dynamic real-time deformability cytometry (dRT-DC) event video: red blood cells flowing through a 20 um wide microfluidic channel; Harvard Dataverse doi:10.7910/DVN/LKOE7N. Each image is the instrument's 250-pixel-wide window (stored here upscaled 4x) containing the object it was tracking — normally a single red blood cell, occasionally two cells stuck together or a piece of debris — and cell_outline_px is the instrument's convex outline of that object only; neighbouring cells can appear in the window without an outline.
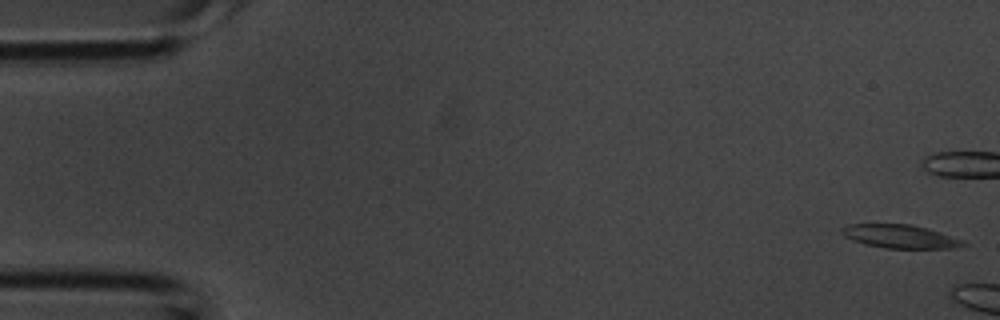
{"species": "common noctule bat (a hibernating species)", "species_latin": "Nyctalus noctula", "temperature_condition": "room temperature", "stored_images_in_passage": 4, "camera_frame_rate_fps": 3000, "um_per_image_px": 0.085, "animal": {"sex": "male", "body_mass_g": 20.1, "forearm_length_mm": 53.5}, "frame": {"image": 1, "passage_image": 1, "time_ms": 0.0, "image_size_px": [1000, 320], "cell_outline_px": [[968, 244], [952, 248], [884, 248], [864, 244], [852, 240], [844, 236], [840, 232], [840, 228], [848, 224], [912, 224], [928, 228], [964, 240]], "centroid_in_image_um": [76.48, 20.09], "position_along_channel_um": 8.5, "area_um2": 16.7}}